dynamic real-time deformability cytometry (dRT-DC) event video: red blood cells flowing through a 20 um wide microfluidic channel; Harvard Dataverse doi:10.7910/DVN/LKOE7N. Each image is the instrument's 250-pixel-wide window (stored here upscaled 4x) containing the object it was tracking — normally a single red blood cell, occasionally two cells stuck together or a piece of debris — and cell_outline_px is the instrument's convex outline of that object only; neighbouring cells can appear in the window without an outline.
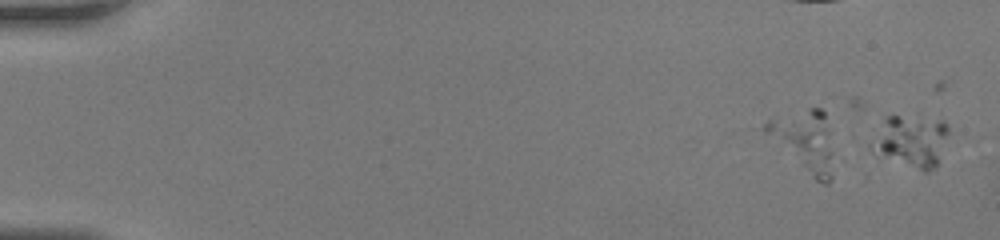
{"species": "human", "species_latin": "Homo sapiens", "temperature_condition": "room temperature", "stored_images_in_passage": 16, "camera_frame_rate_fps": 3000, "um_per_image_px": 0.085, "donor": {"sex": "female"}, "frame": {"image": 1, "passage_image": 1, "time_ms": 0.0, "image_size_px": [1000, 240], "cell_outline_px": [[948, 132], [936, 168], [928, 172], [924, 172], [872, 152], [868, 148], [868, 144], [884, 120], [888, 116], [896, 116], [944, 120], [948, 124]], "centroid_in_image_um": [77.43, 12.01], "position_along_channel_um": 7.6, "area_um2": 23.18}}